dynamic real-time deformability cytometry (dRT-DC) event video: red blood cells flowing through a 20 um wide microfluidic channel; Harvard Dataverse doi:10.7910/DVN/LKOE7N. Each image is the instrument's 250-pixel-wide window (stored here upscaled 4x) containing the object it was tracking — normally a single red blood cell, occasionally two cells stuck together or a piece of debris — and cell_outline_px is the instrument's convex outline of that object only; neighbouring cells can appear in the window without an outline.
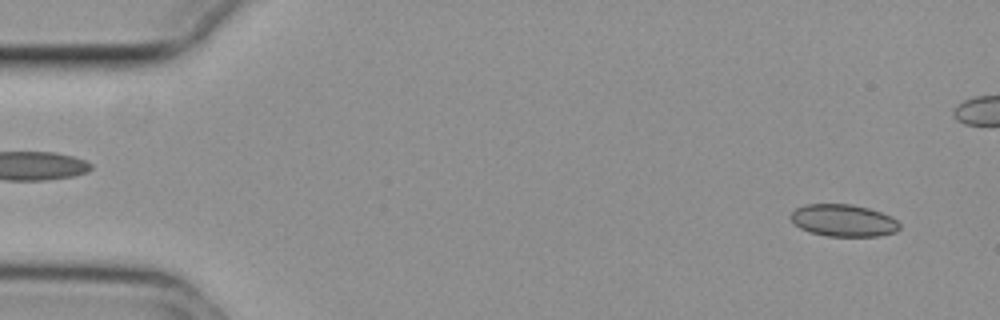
{"species": "common noctule bat (a hibernating species)", "species_latin": "Nyctalus noctula", "temperature_condition": "cold", "stored_images_in_passage": 47, "camera_frame_rate_fps": 3000, "um_per_image_px": 0.085, "animal": {"sex": "female", "body_mass_g": 29.2, "forearm_length_mm": 56.3}, "frame": {"image": 1, "passage_image": 3, "time_ms": 0.667, "image_size_px": [1000, 320], "cell_outline_px": [[900, 228], [896, 232], [880, 236], [828, 236], [812, 232], [800, 228], [788, 216], [796, 208], [804, 204], [852, 204], [868, 208], [892, 216], [900, 224]], "centroid_in_image_um": [71.71, 18.73], "position_along_channel_um": 13.3, "area_um2": 20.4}}
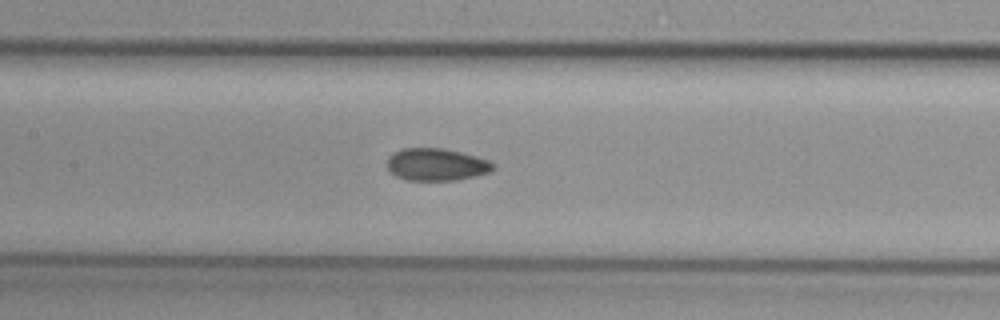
{"frame": {"image": 2, "passage_image": 25, "time_ms": 8.0, "image_size_px": [1000, 320], "cell_outline_px": [[496, 168], [492, 172], [476, 176], [456, 180], [408, 180], [396, 176], [388, 172], [388, 156], [400, 148], [444, 148], [476, 156], [488, 160], [496, 164]], "centroid_in_image_um": [37.12, 13.98], "position_along_channel_um": 170.3, "area_um2": 20.23}}
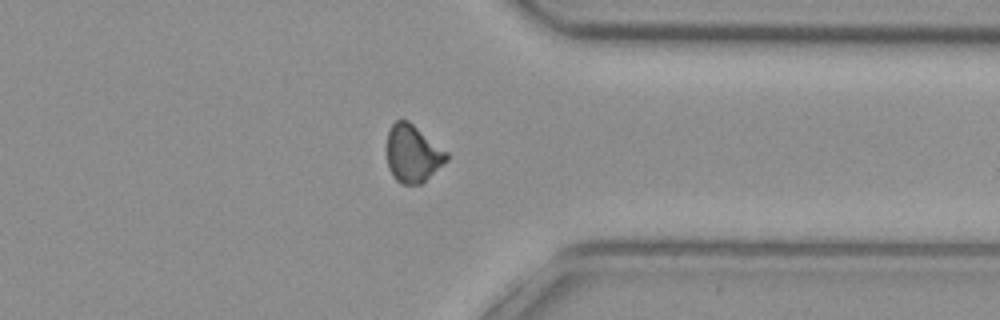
{"frame": {"image": 3, "passage_image": 42, "time_ms": 13.667, "image_size_px": [1000, 320], "cell_outline_px": [[448, 160], [420, 184], [400, 184], [392, 176], [388, 168], [388, 128], [396, 120], [408, 120], [448, 152]], "centroid_in_image_um": [35.08, 13.05], "position_along_channel_um": 376.3, "area_um2": 19.88}}